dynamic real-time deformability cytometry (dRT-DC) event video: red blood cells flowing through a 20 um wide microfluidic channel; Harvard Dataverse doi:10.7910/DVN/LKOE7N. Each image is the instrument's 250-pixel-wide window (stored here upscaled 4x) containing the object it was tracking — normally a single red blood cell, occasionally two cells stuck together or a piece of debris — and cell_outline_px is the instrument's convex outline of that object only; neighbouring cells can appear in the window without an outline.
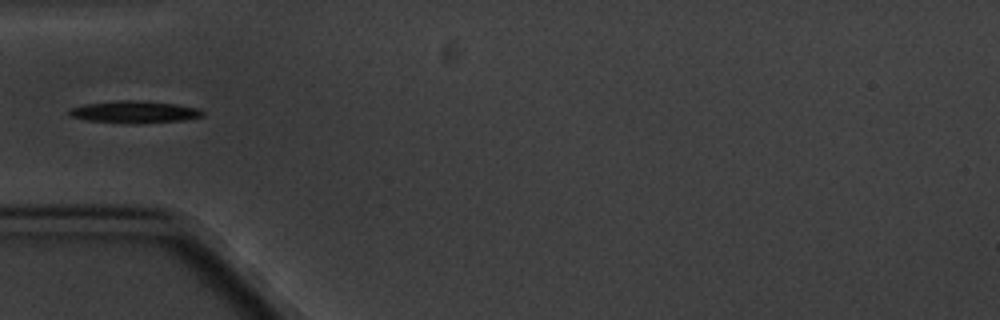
{"species": "common noctule bat (a hibernating species)", "species_latin": "Nyctalus noctula", "temperature_condition": "cold", "stored_images_in_passage": 16, "camera_frame_rate_fps": 3000, "um_per_image_px": 0.085, "animal": {"sex": "male", "body_mass_g": 20.1, "forearm_length_mm": 53.5}, "frame": {"image": 1, "passage_image": 5, "time_ms": 4.667, "image_size_px": [1000, 320], "cell_outline_px": [[204, 116], [184, 120], [88, 120], [72, 116], [68, 112], [68, 108], [84, 104], [116, 100], [140, 100], [176, 104], [200, 108], [204, 112]], "centroid_in_image_um": [11.45, 9.44], "position_along_channel_um": 73.5, "area_um2": 15.95}, "authors_computed_cell_mechanics": {"area_um2": 16.5886, "velocity_mm_per_s": 3.3224, "shape_relaxation_time_tau1_ms": 2.1491, "shape_relaxation_time_tau2_ms": null, "deformation_change_tau1": 0.1526, "deformation_change_tau2": null}}